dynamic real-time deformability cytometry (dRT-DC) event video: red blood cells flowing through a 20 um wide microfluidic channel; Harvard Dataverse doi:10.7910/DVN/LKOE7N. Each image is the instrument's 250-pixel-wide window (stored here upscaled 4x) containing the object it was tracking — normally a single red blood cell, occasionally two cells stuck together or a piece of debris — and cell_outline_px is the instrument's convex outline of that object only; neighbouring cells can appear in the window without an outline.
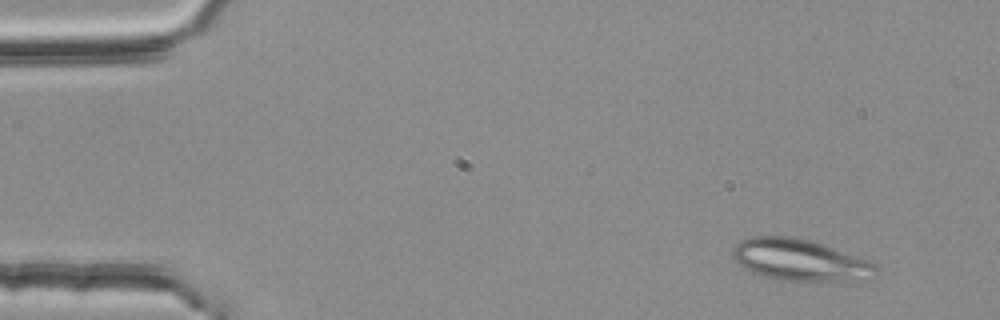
{"species": "common noctule bat (a hibernating species)", "species_latin": "Nyctalus noctula", "temperature_condition": "room temperature", "stored_images_in_passage": 3, "camera_frame_rate_fps": 3000, "um_per_image_px": 0.085, "animal": {"sex": "female", "body_mass_g": 25.1}, "frame": {"image": 1, "passage_image": 1, "time_ms": 0.0, "image_size_px": [1000, 320], "cell_outline_px": [[876, 276], [872, 280], [780, 280], [764, 276], [752, 272], [740, 264], [732, 256], [732, 248], [740, 240], [748, 236], [792, 236], [812, 240], [868, 260], [876, 264]], "centroid_in_image_um": [68.0, 22.08], "position_along_channel_um": 17.0, "area_um2": 34.74}}